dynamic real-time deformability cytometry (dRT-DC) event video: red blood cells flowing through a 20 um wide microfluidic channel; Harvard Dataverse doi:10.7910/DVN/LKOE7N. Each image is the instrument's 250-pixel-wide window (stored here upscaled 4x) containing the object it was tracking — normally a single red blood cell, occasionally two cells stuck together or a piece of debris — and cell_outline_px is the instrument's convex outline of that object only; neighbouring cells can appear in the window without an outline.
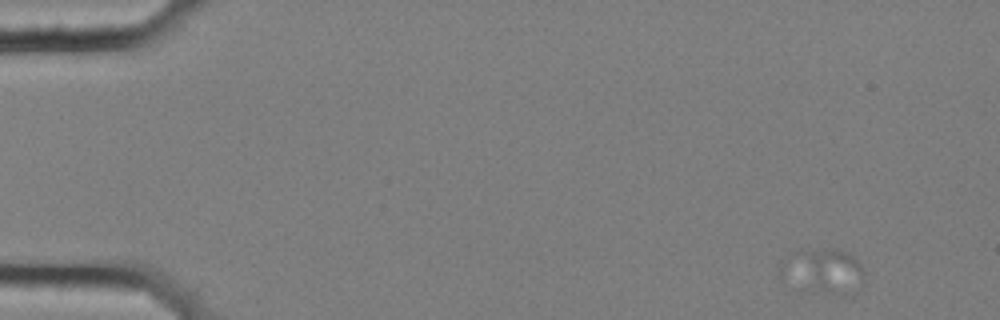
{"species": "common noctule bat (a hibernating species)", "species_latin": "Nyctalus noctula", "temperature_condition": "cold", "stored_images_in_passage": 22, "camera_frame_rate_fps": 3000, "um_per_image_px": 0.085, "animal": {"sex": "female", "body_mass_g": 25.1}, "frame": {"image": 1, "passage_image": 1, "time_ms": 0.0, "image_size_px": [1000, 320], "cell_outline_px": [[864, 276], [844, 296], [836, 296], [812, 288], [796, 252], [836, 248], [848, 252], [860, 264], [864, 272]], "centroid_in_image_um": [70.66, 22.99], "position_along_channel_um": 14.3, "area_um2": 16.24}}
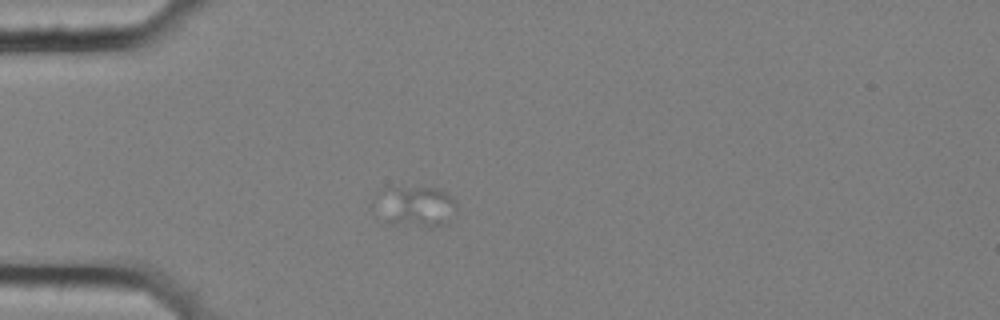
{"frame": {"image": 2, "passage_image": 13, "time_ms": 4.0, "image_size_px": [1000, 320], "cell_outline_px": [[456, 212], [448, 224], [432, 228], [428, 228], [384, 224], [368, 208], [368, 204], [376, 192], [384, 188], [436, 188], [452, 196], [456, 200]], "centroid_in_image_um": [35.14, 17.6], "position_along_channel_um": 49.9, "area_um2": 21.15}}
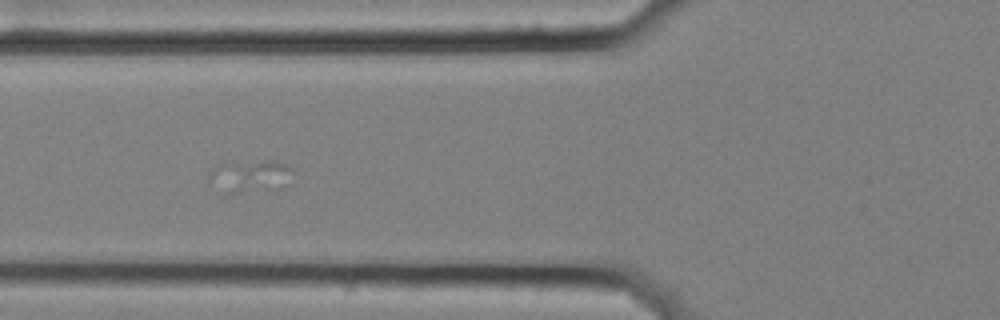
{"frame": {"image": 3, "passage_image": 19, "time_ms": 6.0, "image_size_px": [1000, 320], "cell_outline_px": [[296, 168], [292, 184], [276, 192], [208, 184], [208, 176], [220, 164], [268, 160], [276, 160]], "centroid_in_image_um": [21.59, 14.91], "position_along_channel_um": 104.2, "area_um2": 15.32}}